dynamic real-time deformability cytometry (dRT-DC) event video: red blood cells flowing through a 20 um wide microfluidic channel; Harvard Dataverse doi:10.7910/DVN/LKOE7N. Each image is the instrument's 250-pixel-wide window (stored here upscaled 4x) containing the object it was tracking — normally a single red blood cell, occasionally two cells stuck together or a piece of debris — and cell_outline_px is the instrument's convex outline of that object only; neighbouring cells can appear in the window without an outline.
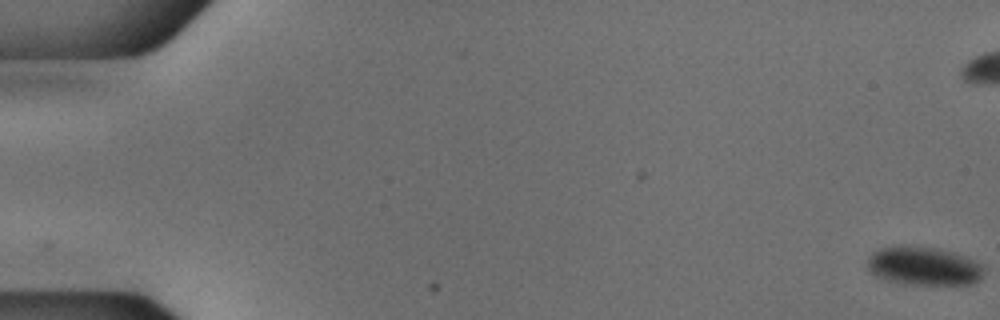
{"species": "common noctule bat (a hibernating species)", "species_latin": "Nyctalus noctula", "temperature_condition": "cold", "stored_images_in_passage": 56, "camera_frame_rate_fps": 3000, "um_per_image_px": 0.085, "animal": {"sex": "male", "body_mass_g": 18.8}, "frame": {"image": 1, "passage_image": 1, "time_ms": 0.0, "image_size_px": [1000, 320], "cell_outline_px": [[984, 272], [972, 284], [916, 284], [888, 280], [876, 276], [868, 268], [868, 260], [872, 252], [880, 248], [900, 244], [904, 244], [936, 248], [972, 260], [980, 264], [984, 268]], "centroid_in_image_um": [78.46, 22.59], "position_along_channel_um": 6.5, "area_um2": 25.66}}
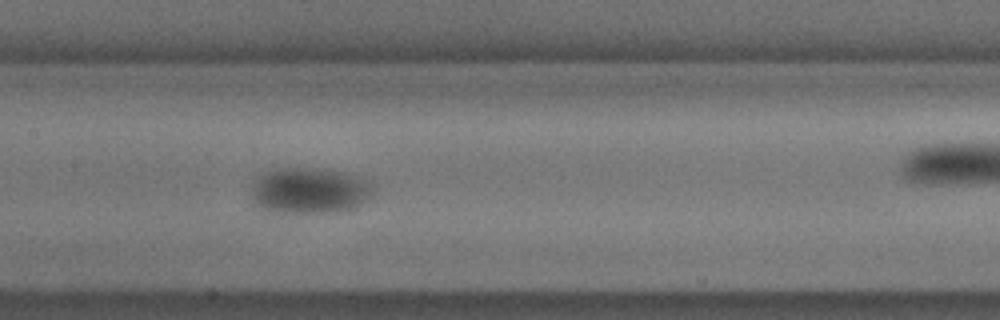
{"frame": {"image": 2, "passage_image": 28, "time_ms": 9.0, "image_size_px": [1000, 320], "cell_outline_px": [[372, 196], [360, 204], [352, 208], [336, 212], [284, 212], [264, 208], [256, 200], [252, 188], [252, 184], [260, 176], [268, 172], [284, 168], [312, 168], [340, 172], [368, 180], [372, 184]], "centroid_in_image_um": [26.38, 16.2], "position_along_channel_um": 181.0, "area_um2": 31.56}}
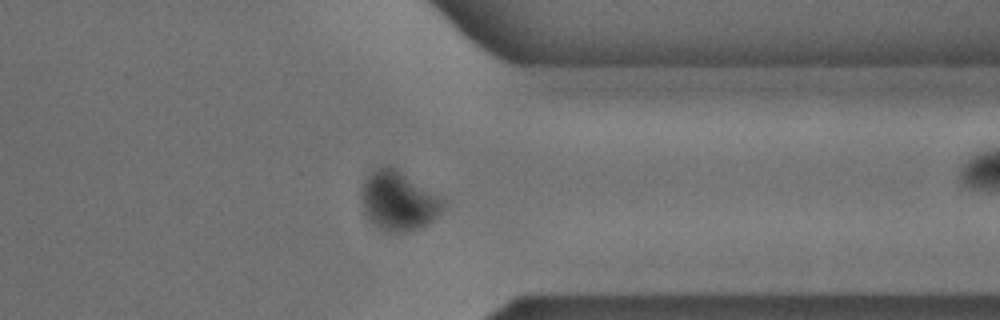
{"frame": {"image": 3, "passage_image": 44, "time_ms": 14.333, "image_size_px": [1000, 320], "cell_outline_px": [[444, 208], [432, 220], [420, 228], [404, 232], [388, 232], [380, 228], [368, 220], [360, 204], [364, 180], [368, 172], [372, 168], [384, 164], [392, 164], [436, 196], [444, 204]], "centroid_in_image_um": [33.77, 17.04], "position_along_channel_um": 377.6, "area_um2": 28.15}}